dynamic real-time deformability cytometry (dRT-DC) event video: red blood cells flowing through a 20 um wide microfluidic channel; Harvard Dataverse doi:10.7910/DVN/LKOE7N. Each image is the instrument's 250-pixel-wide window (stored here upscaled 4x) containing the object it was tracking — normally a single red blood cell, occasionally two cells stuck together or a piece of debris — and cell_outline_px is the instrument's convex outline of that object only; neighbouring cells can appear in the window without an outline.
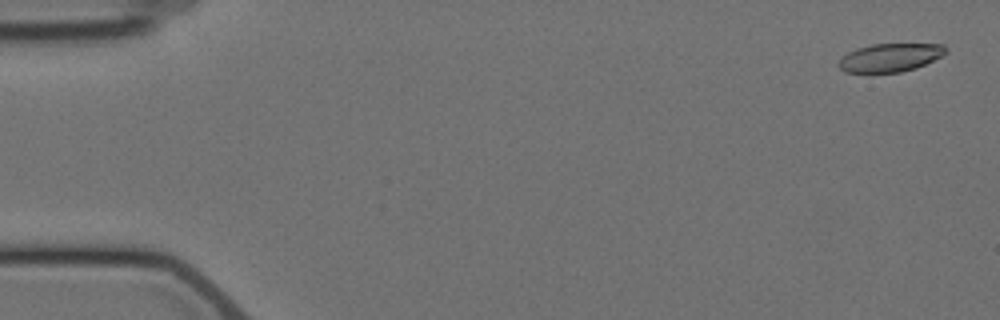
{"species": "Egyptian fruit bat (a non-hibernating species)", "species_latin": "Rousettus aegyptiacus", "temperature_condition": "cold", "stored_images_in_passage": 3, "camera_frame_rate_fps": 3000, "um_per_image_px": 0.085, "animal": {"sex": "female"}, "frame": {"image": 1, "passage_image": 1, "time_ms": 0.0, "image_size_px": [1000, 320], "cell_outline_px": [[948, 52], [916, 68], [900, 72], [844, 72], [836, 64], [848, 52], [856, 48], [872, 44], [944, 44], [948, 48]], "centroid_in_image_um": [75.66, 4.88], "position_along_channel_um": 9.3, "area_um2": 17.57}}